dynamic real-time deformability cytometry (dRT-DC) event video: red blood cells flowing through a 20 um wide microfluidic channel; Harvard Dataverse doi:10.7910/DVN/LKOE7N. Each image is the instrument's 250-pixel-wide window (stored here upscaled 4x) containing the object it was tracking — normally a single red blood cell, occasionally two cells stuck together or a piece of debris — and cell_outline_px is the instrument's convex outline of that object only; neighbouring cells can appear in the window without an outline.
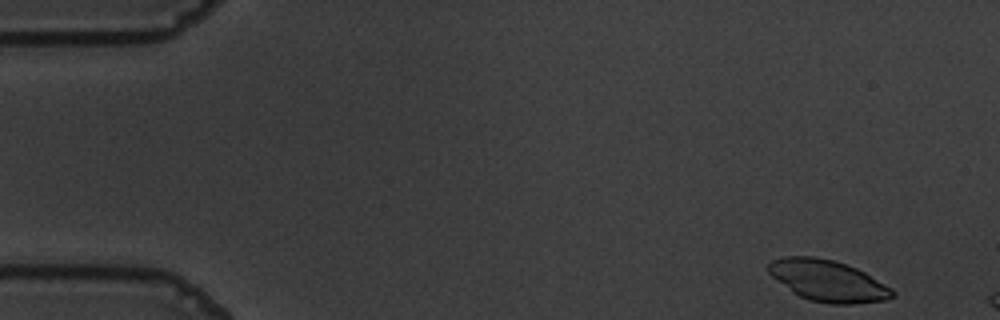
{"species": "common noctule bat (a hibernating species)", "species_latin": "Nyctalus noctula", "temperature_condition": "warm", "stored_images_in_passage": 8, "camera_frame_rate_fps": 3000, "um_per_image_px": 0.085, "animal": {"sex": "male", "body_mass_g": 19.5, "forearm_length_mm": 54.6}, "frame": {"image": 1, "passage_image": 1, "time_ms": 0.0, "image_size_px": [1000, 320], "cell_outline_px": [[896, 296], [884, 300], [852, 304], [832, 304], [808, 300], [792, 292], [772, 276], [768, 272], [768, 264], [772, 260], [784, 256], [816, 256], [832, 260], [856, 268], [864, 272], [892, 288], [896, 292]], "centroid_in_image_um": [70.37, 23.86], "position_along_channel_um": 14.6, "area_um2": 29.77}}